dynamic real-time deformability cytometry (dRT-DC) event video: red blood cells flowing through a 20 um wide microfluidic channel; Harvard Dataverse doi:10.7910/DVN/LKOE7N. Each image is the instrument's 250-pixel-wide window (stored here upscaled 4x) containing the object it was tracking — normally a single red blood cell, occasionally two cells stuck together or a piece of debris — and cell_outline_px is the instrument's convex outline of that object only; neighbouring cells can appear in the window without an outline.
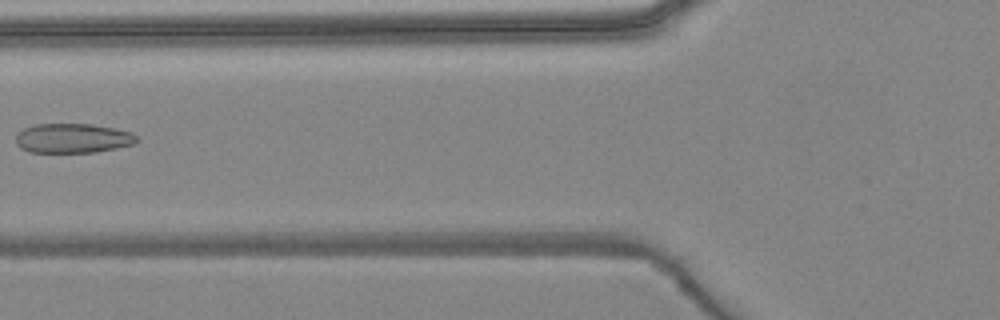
{"species": "common noctule bat (a hibernating species)", "species_latin": "Nyctalus noctula", "temperature_condition": "warm", "stored_images_in_passage": 3, "camera_frame_rate_fps": 3000, "um_per_image_px": 0.085, "animal": {"sex": "female", "body_mass_g": 24.6, "forearm_length_mm": 56.2}, "frame": {"image": 1, "passage_image": 2, "time_ms": 1.333, "image_size_px": [1000, 320], "cell_outline_px": [[140, 140], [136, 144], [96, 152], [28, 152], [20, 148], [16, 144], [16, 136], [24, 128], [36, 124], [92, 124], [132, 132]], "centroid_in_image_um": [6.21, 11.75], "position_along_channel_um": 119.6, "area_um2": 20.87}}
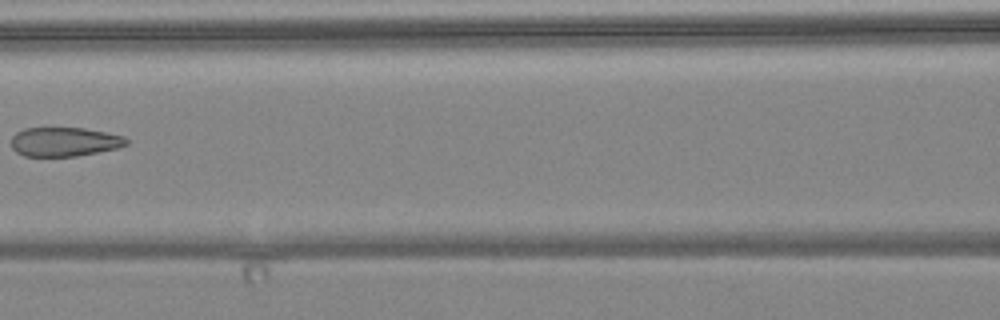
{"frame": {"image": 2, "passage_image": 3, "time_ms": 2.333, "image_size_px": [1000, 320], "cell_outline_px": [[128, 144], [120, 148], [76, 156], [24, 156], [16, 152], [12, 148], [12, 136], [16, 132], [24, 128], [84, 128], [124, 136], [128, 140]], "centroid_in_image_um": [5.48, 12.05], "position_along_channel_um": 161.1, "area_um2": 19.59}}